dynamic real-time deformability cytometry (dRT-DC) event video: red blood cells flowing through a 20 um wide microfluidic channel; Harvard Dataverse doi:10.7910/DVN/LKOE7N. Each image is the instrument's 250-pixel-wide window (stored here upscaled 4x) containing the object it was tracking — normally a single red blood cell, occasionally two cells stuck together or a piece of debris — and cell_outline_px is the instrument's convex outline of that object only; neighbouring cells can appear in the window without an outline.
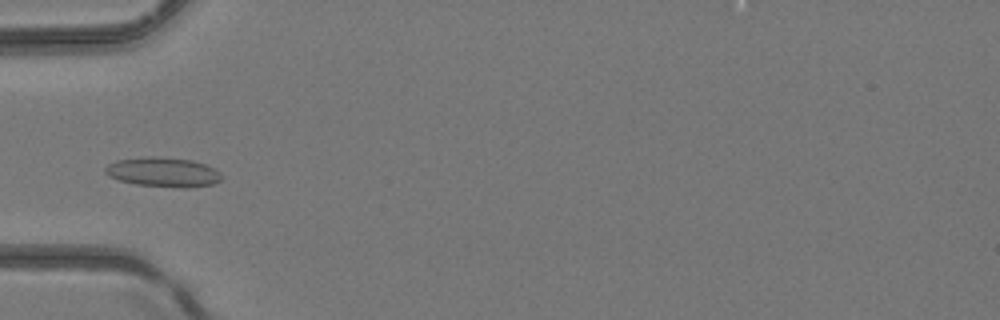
{"species": "common noctule bat (a hibernating species)", "species_latin": "Nyctalus noctula", "temperature_condition": "room temperature", "stored_images_in_passage": 3, "camera_frame_rate_fps": 3000, "um_per_image_px": 0.085, "animal": {"sex": "female", "body_mass_g": 24.6, "forearm_length_mm": 56.2}, "frame": {"image": 1, "passage_image": 3, "time_ms": 2.0, "image_size_px": [1000, 320], "cell_outline_px": [[224, 176], [220, 180], [212, 184], [188, 188], [184, 188], [136, 184], [120, 180], [108, 176], [104, 172], [104, 168], [108, 164], [116, 160], [152, 156], [192, 160], [204, 164], [220, 172]], "centroid_in_image_um": [13.86, 14.63], "position_along_channel_um": 71.1, "area_um2": 19.94}}